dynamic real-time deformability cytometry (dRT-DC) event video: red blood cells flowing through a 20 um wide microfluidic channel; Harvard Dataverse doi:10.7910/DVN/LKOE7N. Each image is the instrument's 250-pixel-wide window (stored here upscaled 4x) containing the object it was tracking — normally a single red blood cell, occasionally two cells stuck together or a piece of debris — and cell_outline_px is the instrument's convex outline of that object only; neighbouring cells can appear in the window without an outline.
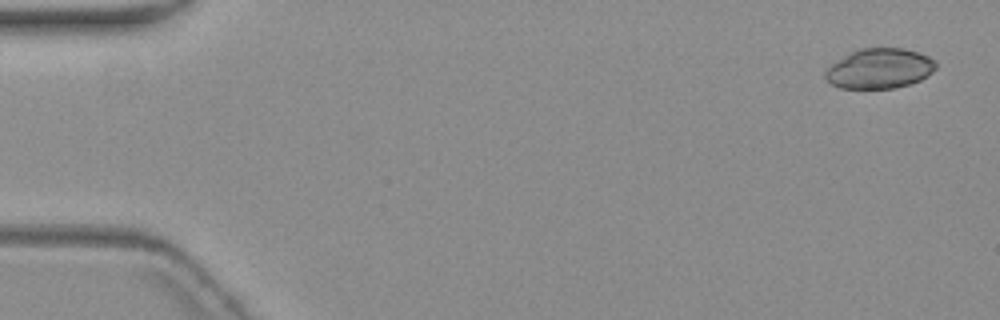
{"species": "common noctule bat (a hibernating species)", "species_latin": "Nyctalus noctula", "temperature_condition": "warm", "stored_images_in_passage": 7, "camera_frame_rate_fps": 3000, "um_per_image_px": 0.085, "animal": {"sex": "female", "body_mass_g": 19.3, "forearm_length_mm": 54.1}, "frame": {"image": 1, "passage_image": 1, "time_ms": 0.0, "image_size_px": [1000, 320], "cell_outline_px": [[936, 68], [928, 76], [920, 80], [908, 84], [892, 88], [840, 88], [832, 84], [824, 76], [824, 72], [832, 64], [844, 56], [860, 48], [904, 48], [928, 56], [936, 60]], "centroid_in_image_um": [74.78, 5.82], "position_along_channel_um": 10.2, "area_um2": 25.61}}
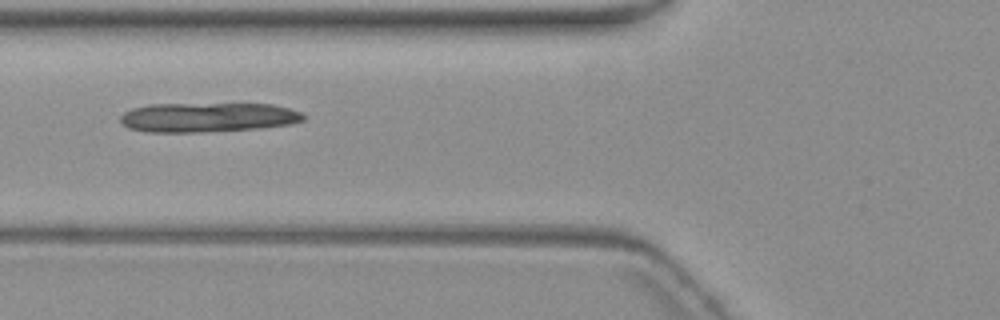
{"frame": {"image": 2, "passage_image": 6, "time_ms": 6.667, "image_size_px": [1000, 320], "cell_outline_px": [[304, 120], [288, 124], [260, 128], [200, 132], [144, 132], [128, 128], [120, 120], [120, 116], [124, 112], [132, 108], [152, 104], [272, 104], [288, 108], [300, 112], [304, 116]], "centroid_in_image_um": [17.62, 9.97], "position_along_channel_um": 108.2, "area_um2": 31.33}}
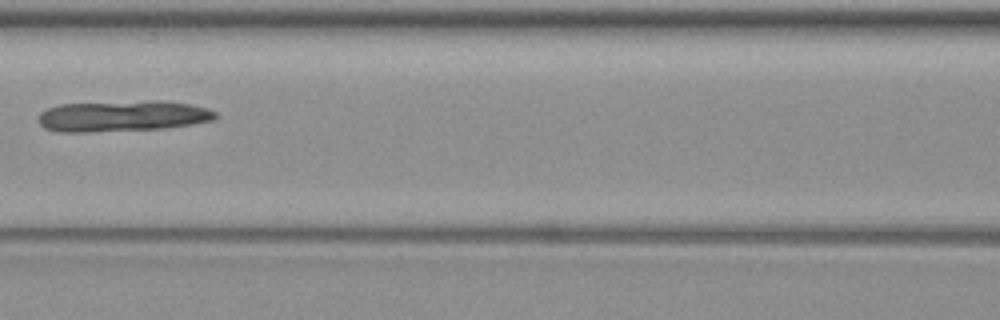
{"frame": {"image": 3, "passage_image": 7, "time_ms": 8.0, "image_size_px": [1000, 320], "cell_outline_px": [[216, 120], [192, 124], [164, 128], [88, 132], [56, 132], [44, 128], [40, 124], [40, 112], [48, 108], [60, 104], [148, 100], [160, 100], [192, 104], [208, 108], [216, 112]], "centroid_in_image_um": [10.44, 9.86], "position_along_channel_um": 156.2, "area_um2": 32.19}}